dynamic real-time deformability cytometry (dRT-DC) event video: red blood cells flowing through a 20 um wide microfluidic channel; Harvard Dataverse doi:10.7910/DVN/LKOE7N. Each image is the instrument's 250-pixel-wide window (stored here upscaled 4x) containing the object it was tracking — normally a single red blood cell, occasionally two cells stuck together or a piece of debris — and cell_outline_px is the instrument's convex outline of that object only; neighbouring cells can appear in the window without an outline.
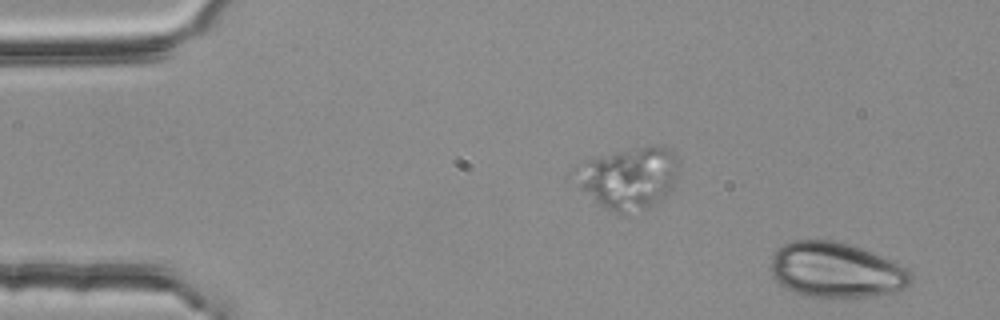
{"species": "common noctule bat (a hibernating species)", "species_latin": "Nyctalus noctula", "temperature_condition": "room temperature", "stored_images_in_passage": 2, "camera_frame_rate_fps": 3000, "um_per_image_px": 0.085, "animal": {"sex": "female", "body_mass_g": 25.1}, "frame": {"image": 1, "passage_image": 2, "time_ms": 0.333, "image_size_px": [1000, 320], "cell_outline_px": [[912, 280], [908, 284], [892, 292], [876, 296], [804, 296], [780, 284], [772, 276], [772, 256], [776, 248], [792, 240], [832, 240], [848, 244], [860, 248], [900, 264], [908, 268], [912, 272]], "centroid_in_image_um": [71.05, 22.94], "position_along_channel_um": 14.0, "area_um2": 44.56}}